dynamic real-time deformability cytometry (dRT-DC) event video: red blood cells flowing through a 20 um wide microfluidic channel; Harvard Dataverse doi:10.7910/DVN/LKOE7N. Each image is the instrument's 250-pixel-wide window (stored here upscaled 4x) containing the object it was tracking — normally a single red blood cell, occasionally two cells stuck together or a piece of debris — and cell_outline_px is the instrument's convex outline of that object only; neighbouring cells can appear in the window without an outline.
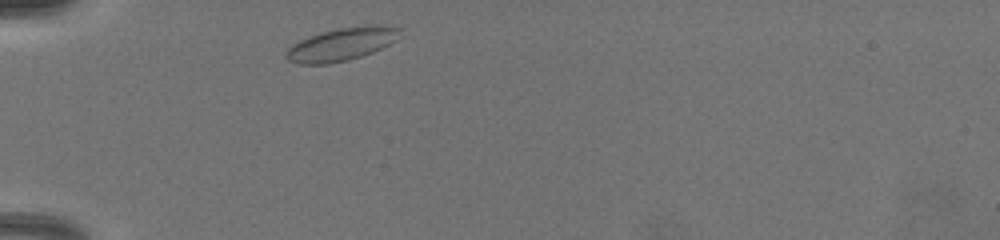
{"species": "common noctule bat (a hibernating species)", "species_latin": "Nyctalus noctula", "temperature_condition": "warm", "stored_images_in_passage": 19, "camera_frame_rate_fps": 3000, "um_per_image_px": 0.085, "animal": {"sex": "female", "body_mass_g": 19.5, "forearm_length_mm": 54.1}, "frame": {"image": 1, "passage_image": 3, "time_ms": 0.333, "image_size_px": [1000, 240], "cell_outline_px": [[400, 28], [396, 40], [372, 52], [348, 60], [328, 64], [300, 64], [288, 60], [284, 56], [284, 52], [292, 44], [308, 36], [320, 32], [340, 28]], "centroid_in_image_um": [28.86, 3.83], "position_along_channel_um": 56.1, "area_um2": 20.81}}
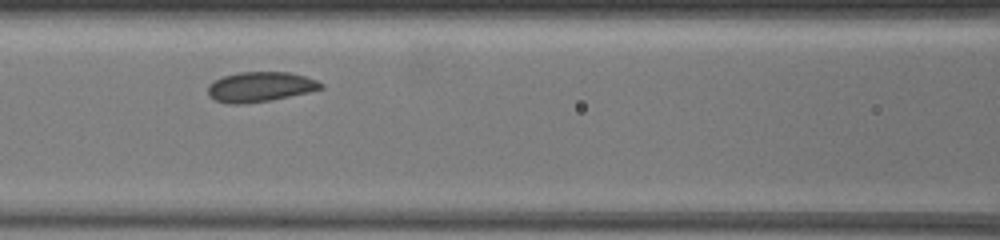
{"frame": {"image": 2, "passage_image": 14, "time_ms": 3.0, "image_size_px": [1000, 240], "cell_outline_px": [[324, 88], [308, 92], [268, 100], [244, 104], [228, 104], [216, 100], [208, 92], [208, 84], [224, 76], [240, 72], [292, 72], [316, 80], [324, 84]], "centroid_in_image_um": [22.13, 7.37], "position_along_channel_um": 144.5, "area_um2": 19.48}}
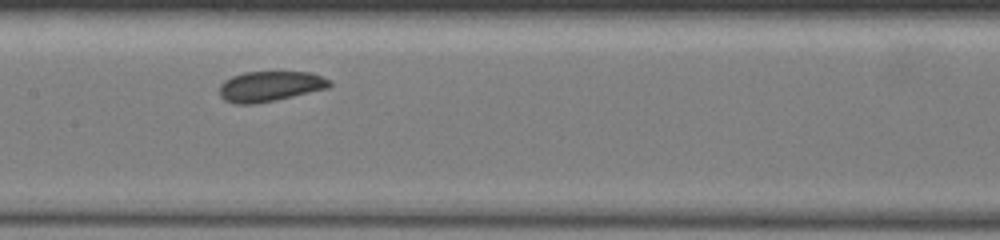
{"frame": {"image": 3, "passage_image": 18, "time_ms": 4.0, "image_size_px": [1000, 240], "cell_outline_px": [[332, 84], [328, 88], [276, 100], [256, 104], [236, 104], [224, 100], [220, 96], [220, 84], [224, 80], [232, 76], [244, 72], [312, 72], [324, 76], [332, 80]], "centroid_in_image_um": [22.98, 7.33], "position_along_channel_um": 184.4, "area_um2": 19.65}}